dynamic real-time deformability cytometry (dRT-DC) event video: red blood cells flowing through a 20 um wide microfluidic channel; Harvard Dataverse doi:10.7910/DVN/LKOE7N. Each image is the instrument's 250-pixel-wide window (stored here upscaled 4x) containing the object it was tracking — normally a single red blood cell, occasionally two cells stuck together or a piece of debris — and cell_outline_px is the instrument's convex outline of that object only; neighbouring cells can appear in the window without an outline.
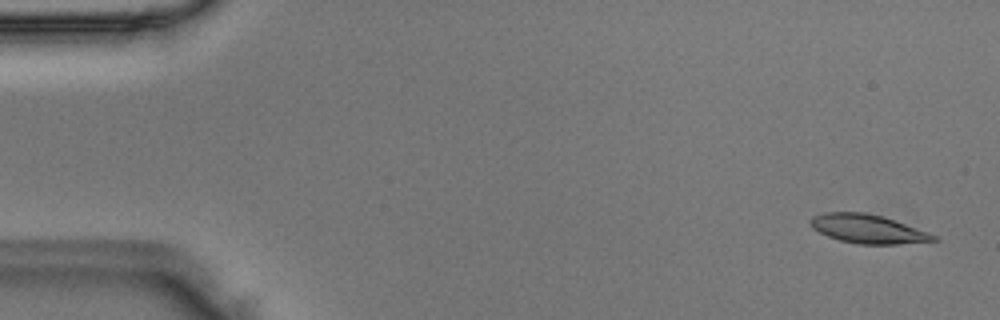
{"species": "Egyptian fruit bat (a non-hibernating species)", "species_latin": "Rousettus aegyptiacus", "temperature_condition": "room temperature", "stored_images_in_passage": 50, "camera_frame_rate_fps": 3000, "um_per_image_px": 0.085, "animal": {"sex": "male"}, "frame": {"image": 1, "passage_image": 2, "time_ms": 0.333, "image_size_px": [1000, 320], "cell_outline_px": [[940, 240], [896, 244], [856, 244], [840, 240], [828, 236], [812, 228], [808, 224], [808, 220], [812, 216], [824, 212], [864, 212], [884, 216], [928, 232], [936, 236]], "centroid_in_image_um": [73.73, 19.44], "position_along_channel_um": 11.3, "area_um2": 20.75}}
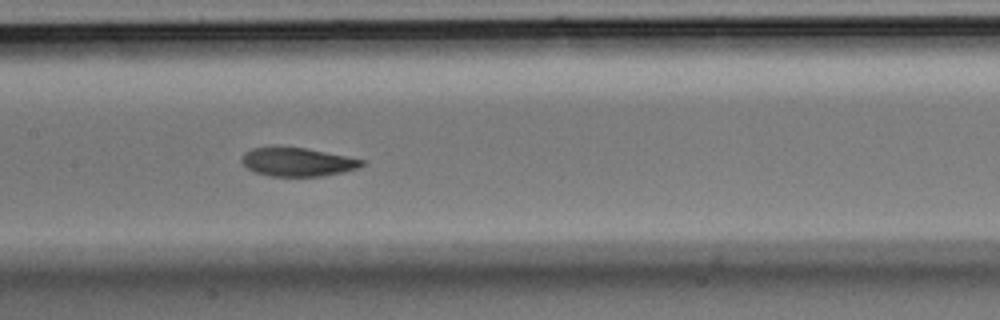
{"frame": {"image": 2, "passage_image": 24, "time_ms": 7.667, "image_size_px": [1000, 320], "cell_outline_px": [[364, 164], [356, 168], [344, 172], [320, 176], [272, 176], [256, 172], [248, 168], [240, 160], [240, 156], [244, 152], [252, 148], [304, 148], [364, 160]], "centroid_in_image_um": [25.25, 13.78], "position_along_channel_um": 182.1, "area_um2": 19.48}}
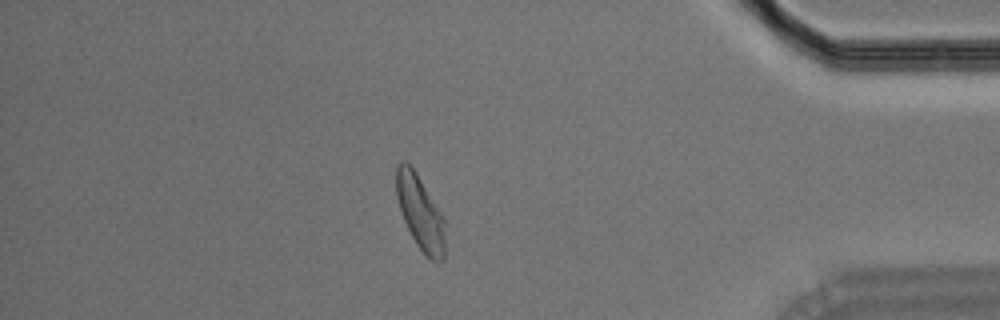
{"frame": {"image": 3, "passage_image": 43, "time_ms": 14.0, "image_size_px": [1000, 320], "cell_outline_px": [[444, 260], [432, 260], [416, 244], [404, 220], [396, 196], [396, 164], [400, 160], [404, 160], [416, 172], [444, 216]], "centroid_in_image_um": [35.71, 18.01], "position_along_channel_um": 399.5, "area_um2": 20.87}}